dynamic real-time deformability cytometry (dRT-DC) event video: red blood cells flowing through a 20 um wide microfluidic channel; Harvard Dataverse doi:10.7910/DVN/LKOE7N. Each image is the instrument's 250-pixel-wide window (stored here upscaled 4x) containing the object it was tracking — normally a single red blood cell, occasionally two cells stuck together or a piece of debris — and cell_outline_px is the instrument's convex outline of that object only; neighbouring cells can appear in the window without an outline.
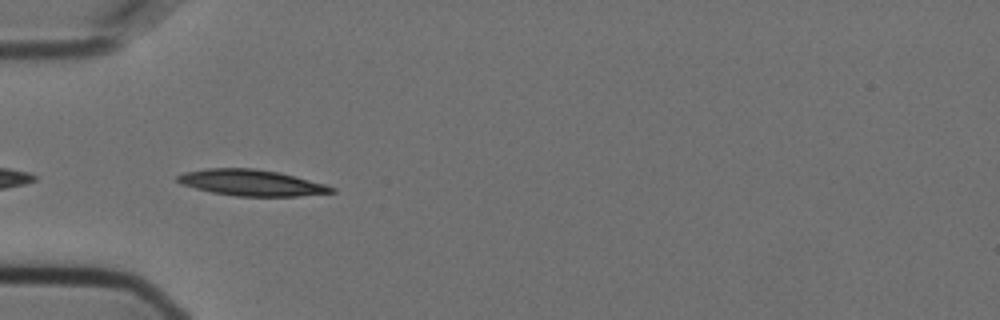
{"species": "Egyptian fruit bat (a non-hibernating species)", "species_latin": "Rousettus aegyptiacus", "temperature_condition": "cold", "stored_images_in_passage": 25, "camera_frame_rate_fps": 3000, "um_per_image_px": 0.085, "animal": {"sex": "female"}, "frame": {"image": 1, "passage_image": 1, "time_ms": 0.0, "image_size_px": [1000, 320], "cell_outline_px": [[336, 192], [300, 196], [236, 196], [212, 192], [196, 188], [184, 184], [176, 180], [176, 176], [184, 172], [208, 168], [252, 168], [280, 172], [324, 184], [336, 188]], "centroid_in_image_um": [21.39, 15.53], "position_along_channel_um": 63.6, "area_um2": 23.29}}
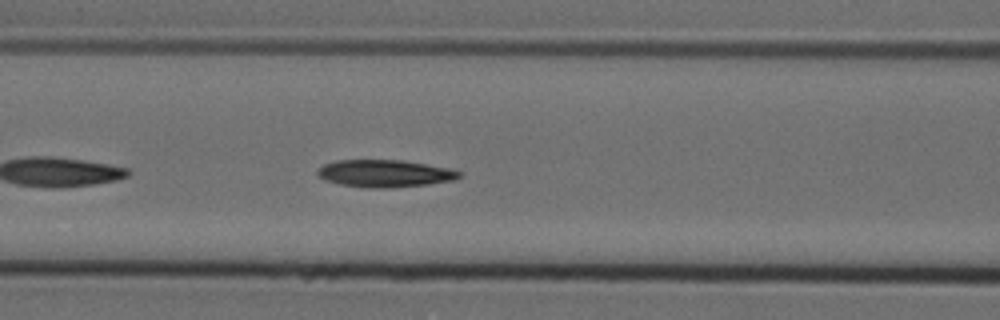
{"frame": {"image": 2, "passage_image": 7, "time_ms": 2.0, "image_size_px": [1000, 320], "cell_outline_px": [[460, 176], [452, 180], [428, 184], [388, 188], [368, 188], [340, 184], [328, 180], [320, 176], [316, 172], [316, 168], [324, 164], [336, 160], [404, 160], [452, 168], [460, 172]], "centroid_in_image_um": [32.71, 14.73], "position_along_channel_um": 133.9, "area_um2": 22.54}}
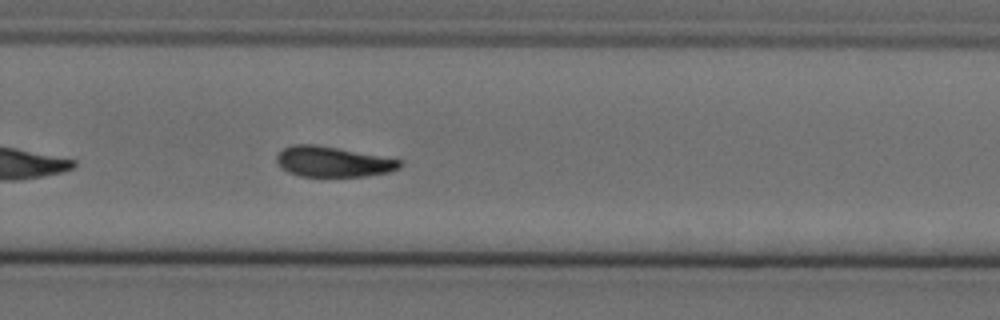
{"frame": {"image": 3, "passage_image": 21, "time_ms": 6.667, "image_size_px": [1000, 320], "cell_outline_px": [[404, 164], [400, 168], [388, 172], [364, 176], [300, 176], [288, 172], [276, 160], [276, 156], [284, 148], [292, 144], [316, 144], [404, 160]], "centroid_in_image_um": [28.34, 13.74], "position_along_channel_um": 301.5, "area_um2": 21.73}}